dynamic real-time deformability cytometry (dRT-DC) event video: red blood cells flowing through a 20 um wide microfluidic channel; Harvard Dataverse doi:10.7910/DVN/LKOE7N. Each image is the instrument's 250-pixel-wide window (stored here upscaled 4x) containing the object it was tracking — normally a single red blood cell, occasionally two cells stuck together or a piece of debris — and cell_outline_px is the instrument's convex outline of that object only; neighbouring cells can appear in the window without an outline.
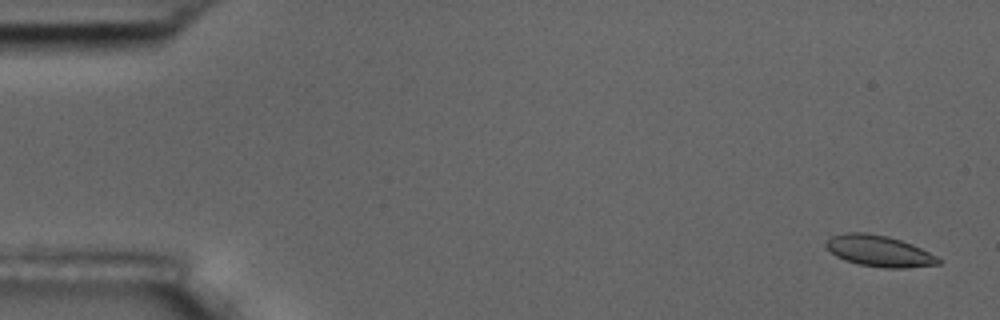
{"species": "common noctule bat (a hibernating species)", "species_latin": "Nyctalus noctula", "temperature_condition": "room temperature", "stored_images_in_passage": 6, "segment_of_instrument_passage": [2, 2], "camera_frame_rate_fps": 3000, "um_per_image_px": 0.085, "animal": {"sex": "male", "body_mass_g": 17.5, "forearm_length_mm": 52.3}, "frame": {"image": 1, "passage_image": 6, "time_ms": 6.667, "image_size_px": [1000, 320], "cell_outline_px": [[940, 264], [904, 268], [884, 268], [860, 264], [844, 260], [836, 256], [824, 244], [832, 236], [844, 232], [868, 232], [888, 236], [912, 244], [936, 256], [940, 260]], "centroid_in_image_um": [74.71, 21.33], "position_along_channel_um": 10.3, "area_um2": 20.29}}